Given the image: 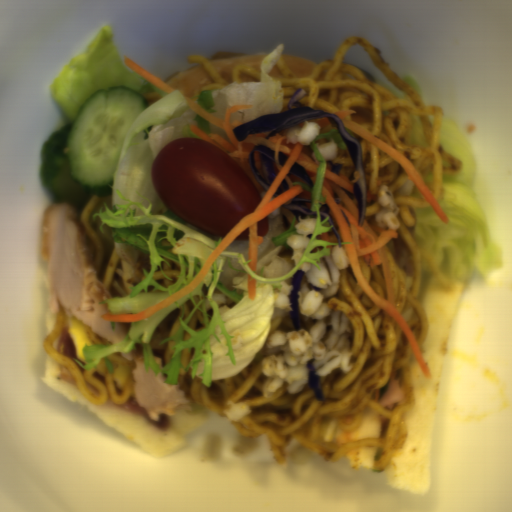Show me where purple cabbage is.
Segmentation results:
<instances>
[{"instance_id": "obj_1", "label": "purple cabbage", "mask_w": 512, "mask_h": 512, "mask_svg": "<svg viewBox=\"0 0 512 512\" xmlns=\"http://www.w3.org/2000/svg\"><path fill=\"white\" fill-rule=\"evenodd\" d=\"M306 95V90L300 87L287 104L289 110L265 114L231 130L238 142L244 141L250 134L271 130L265 137L269 140L271 136H275L281 130L305 121L328 117L331 125L337 127L345 148L354 162V169L347 178L352 181L356 178L354 172L359 173L358 180L354 182V198L359 210L356 225L362 228L367 210V187L361 143L347 132L341 118L335 113L300 104L298 101Z\"/></svg>"}, {"instance_id": "obj_2", "label": "purple cabbage", "mask_w": 512, "mask_h": 512, "mask_svg": "<svg viewBox=\"0 0 512 512\" xmlns=\"http://www.w3.org/2000/svg\"><path fill=\"white\" fill-rule=\"evenodd\" d=\"M249 166L256 181L268 191L280 169L276 163L274 150L269 146L257 145L252 148L249 156Z\"/></svg>"}, {"instance_id": "obj_3", "label": "purple cabbage", "mask_w": 512, "mask_h": 512, "mask_svg": "<svg viewBox=\"0 0 512 512\" xmlns=\"http://www.w3.org/2000/svg\"><path fill=\"white\" fill-rule=\"evenodd\" d=\"M304 273H305V271H300L297 269L295 270V272L292 275L293 288H292L291 292L289 294H287L288 300L290 303V307H291V311L289 312V314H290L292 322L297 331H298V328L300 325V321H299L300 311H299V304H298V299L300 296L297 293L300 291V289L302 287V277H303Z\"/></svg>"}, {"instance_id": "obj_4", "label": "purple cabbage", "mask_w": 512, "mask_h": 512, "mask_svg": "<svg viewBox=\"0 0 512 512\" xmlns=\"http://www.w3.org/2000/svg\"><path fill=\"white\" fill-rule=\"evenodd\" d=\"M312 199H302V198H294L289 204L282 206L288 211H290L293 215L296 216L294 225L299 222V215H301L302 219L310 214H317L315 212H310Z\"/></svg>"}, {"instance_id": "obj_5", "label": "purple cabbage", "mask_w": 512, "mask_h": 512, "mask_svg": "<svg viewBox=\"0 0 512 512\" xmlns=\"http://www.w3.org/2000/svg\"><path fill=\"white\" fill-rule=\"evenodd\" d=\"M314 360L307 361L306 367L309 369V383L308 385L313 389L314 395L320 401L325 400L323 390L318 388L319 379L321 375H316V369L313 367Z\"/></svg>"}, {"instance_id": "obj_6", "label": "purple cabbage", "mask_w": 512, "mask_h": 512, "mask_svg": "<svg viewBox=\"0 0 512 512\" xmlns=\"http://www.w3.org/2000/svg\"><path fill=\"white\" fill-rule=\"evenodd\" d=\"M288 172L301 177L305 182H307L309 184V186L311 188L314 189L313 180H312L308 170H306L305 168H303L302 166H300L296 162L291 165V167H290Z\"/></svg>"}, {"instance_id": "obj_7", "label": "purple cabbage", "mask_w": 512, "mask_h": 512, "mask_svg": "<svg viewBox=\"0 0 512 512\" xmlns=\"http://www.w3.org/2000/svg\"><path fill=\"white\" fill-rule=\"evenodd\" d=\"M320 214H321V215H323L325 218H326V217H328V218H329L327 221H328L329 226H330V225H332L331 230L333 231V233H334V235H335V237H336V239H337L338 248H342L340 235H339V233L337 232V230H336V228H335V226H334V223H333V221H332V219H331L330 215H329V214H327V213H324V212H322V211H320Z\"/></svg>"}, {"instance_id": "obj_8", "label": "purple cabbage", "mask_w": 512, "mask_h": 512, "mask_svg": "<svg viewBox=\"0 0 512 512\" xmlns=\"http://www.w3.org/2000/svg\"><path fill=\"white\" fill-rule=\"evenodd\" d=\"M289 156L279 151L278 163L283 167Z\"/></svg>"}]
</instances>
